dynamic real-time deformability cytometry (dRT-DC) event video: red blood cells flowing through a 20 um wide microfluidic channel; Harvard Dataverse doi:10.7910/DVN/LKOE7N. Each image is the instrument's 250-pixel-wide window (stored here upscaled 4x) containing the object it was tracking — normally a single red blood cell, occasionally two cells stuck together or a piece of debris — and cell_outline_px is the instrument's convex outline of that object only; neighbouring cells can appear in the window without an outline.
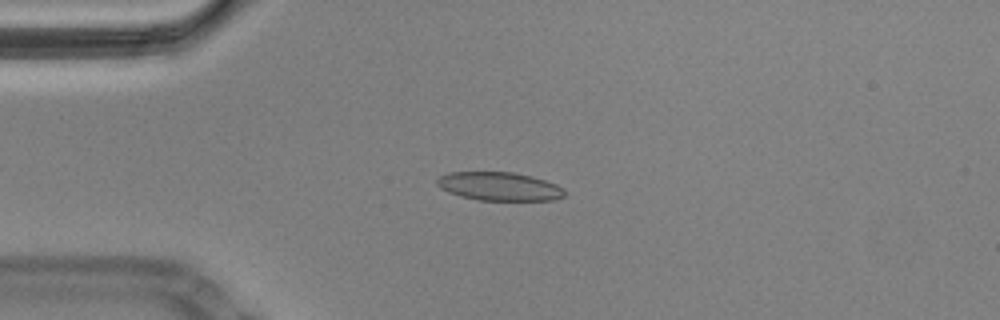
{"species": "Egyptian fruit bat (a non-hibernating species)", "species_latin": "Rousettus aegyptiacus", "temperature_condition": "cold", "stored_images_in_passage": 52, "camera_frame_rate_fps": 3000, "um_per_image_px": 0.085, "animal": {"sex": "male"}, "frame": {"image": 1, "passage_image": 13, "time_ms": 4.0, "image_size_px": [1000, 320], "cell_outline_px": [[568, 192], [564, 196], [556, 200], [476, 200], [460, 196], [448, 192], [440, 188], [436, 184], [436, 180], [440, 176], [448, 172], [512, 172], [532, 176], [556, 184], [564, 188]], "centroid_in_image_um": [42.45, 15.84], "position_along_channel_um": 42.5, "area_um2": 21.39}}
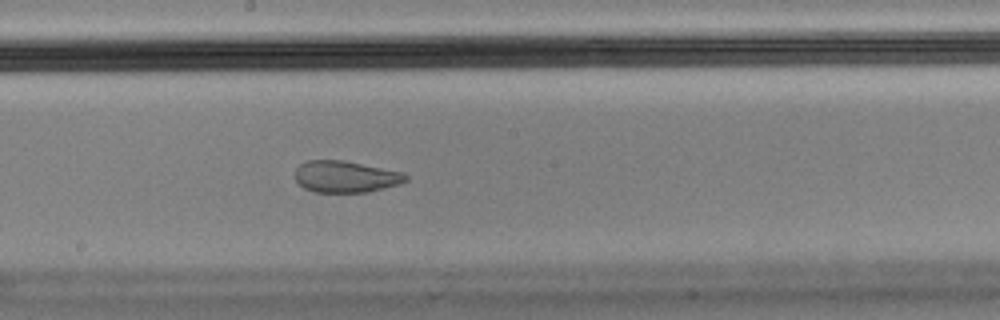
{"frame": {"image": 2, "passage_image": 30, "time_ms": 9.667, "image_size_px": [1000, 320], "cell_outline_px": [[408, 180], [400, 184], [368, 192], [316, 192], [304, 188], [296, 180], [296, 168], [300, 164], [308, 160], [344, 160], [404, 172], [408, 176]], "centroid_in_image_um": [29.41, 15.01], "position_along_channel_um": 218.8, "area_um2": 20.46}}
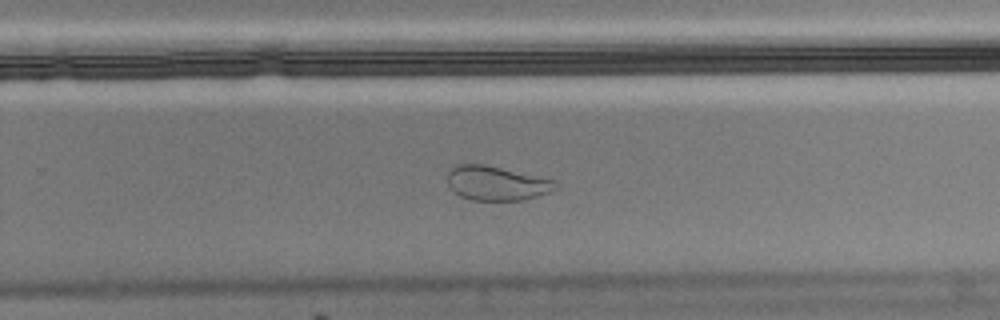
{"frame": {"image": 3, "passage_image": 36, "time_ms": 11.667, "image_size_px": [1000, 320], "cell_outline_px": [[560, 184], [556, 188], [548, 192], [524, 200], [472, 200], [460, 196], [448, 184], [448, 172], [452, 164], [484, 164], [556, 180]], "centroid_in_image_um": [42.2, 15.56], "position_along_channel_um": 287.6, "area_um2": 21.62}}